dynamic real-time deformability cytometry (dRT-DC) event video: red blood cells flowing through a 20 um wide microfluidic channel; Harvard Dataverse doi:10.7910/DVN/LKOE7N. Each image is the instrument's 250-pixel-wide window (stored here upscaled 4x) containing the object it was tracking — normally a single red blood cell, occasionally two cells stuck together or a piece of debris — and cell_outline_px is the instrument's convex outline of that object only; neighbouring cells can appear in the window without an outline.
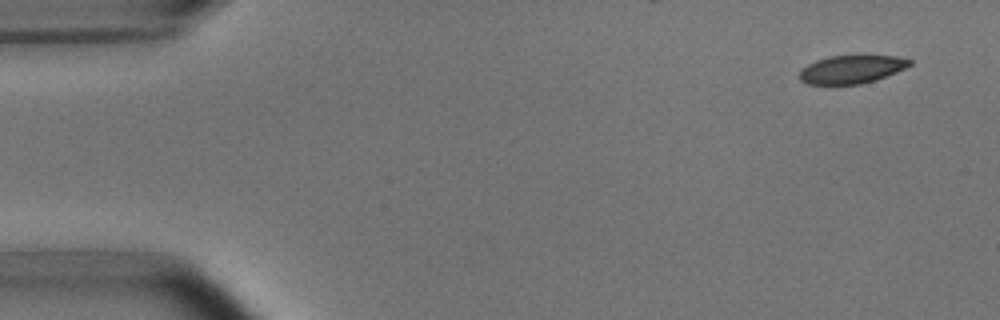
{"species": "common noctule bat (a hibernating species)", "species_latin": "Nyctalus noctula", "temperature_condition": "room temperature", "stored_images_in_passage": 9, "camera_frame_rate_fps": 3000, "um_per_image_px": 0.085, "animal": {"sex": "male", "body_mass_g": 15.6}, "frame": {"image": 1, "passage_image": 1, "time_ms": 0.0, "image_size_px": [1000, 320], "cell_outline_px": [[912, 64], [896, 72], [876, 80], [860, 84], [808, 84], [800, 80], [800, 72], [808, 64], [816, 60], [828, 56], [856, 52], [860, 52], [896, 56], [912, 60]], "centroid_in_image_um": [72.43, 5.82], "position_along_channel_um": 12.6, "area_um2": 18.9}}
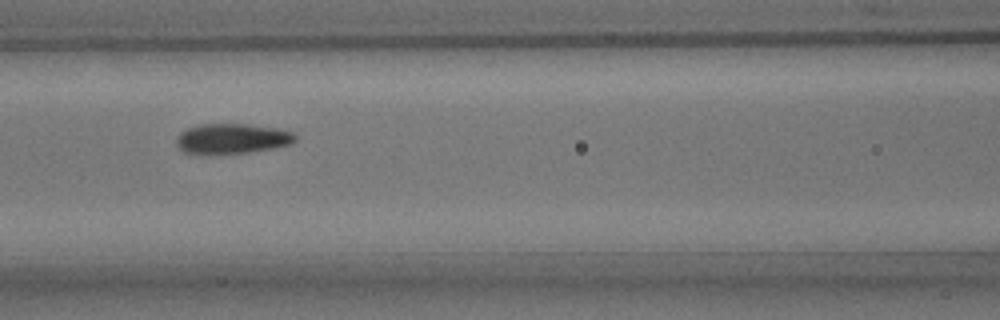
{"frame": {"image": 2, "passage_image": 6, "time_ms": 6.667, "image_size_px": [1000, 320], "cell_outline_px": [[296, 140], [288, 144], [272, 148], [248, 152], [208, 156], [184, 152], [176, 144], [176, 136], [180, 132], [188, 128], [200, 124], [248, 124], [276, 128], [292, 132], [296, 136]], "centroid_in_image_um": [19.65, 11.8], "position_along_channel_um": 146.9, "area_um2": 21.15}}
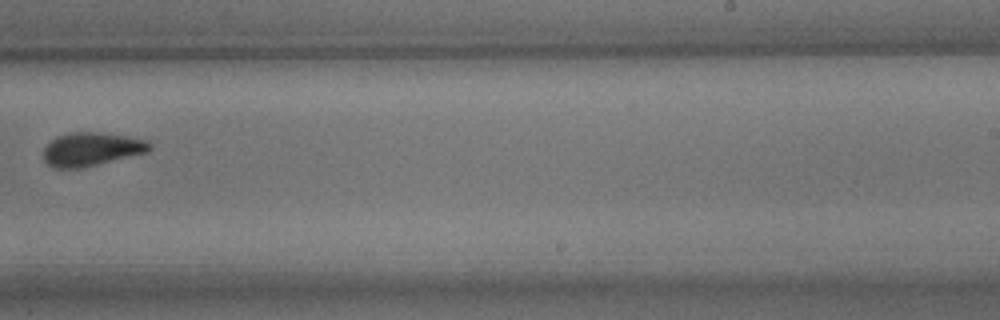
{"frame": {"image": 3, "passage_image": 9, "time_ms": 10.333, "image_size_px": [1000, 320], "cell_outline_px": [[152, 148], [148, 152], [80, 168], [52, 168], [44, 160], [44, 148], [56, 136], [68, 132], [100, 132], [128, 136], [148, 140], [152, 144]], "centroid_in_image_um": [7.79, 12.66], "position_along_channel_um": 281.2, "area_um2": 20.81}}